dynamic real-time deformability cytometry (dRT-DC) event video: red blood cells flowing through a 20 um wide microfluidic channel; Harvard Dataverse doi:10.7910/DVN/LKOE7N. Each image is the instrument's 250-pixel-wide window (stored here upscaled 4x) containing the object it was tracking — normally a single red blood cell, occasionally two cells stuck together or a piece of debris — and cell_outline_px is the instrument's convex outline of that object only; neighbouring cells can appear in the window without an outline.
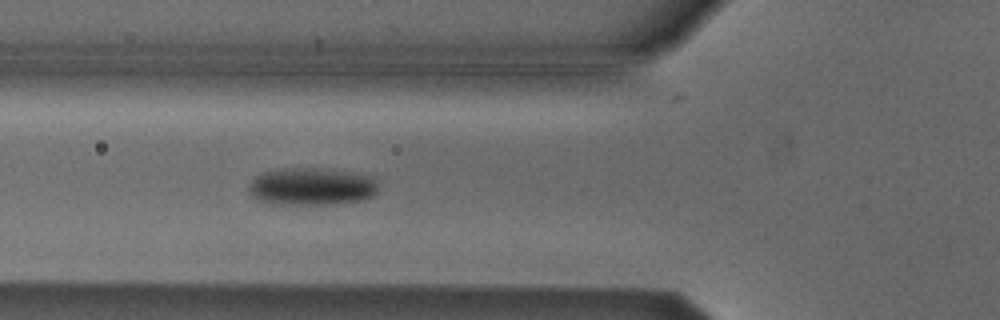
{"species": "Egyptian fruit bat (a non-hibernating species)", "species_latin": "Rousettus aegyptiacus", "temperature_condition": "cold", "stored_images_in_passage": 37, "camera_frame_rate_fps": 3000, "um_per_image_px": 0.085, "animal": {"sex": "male"}, "frame": {"image": 1, "passage_image": 3, "time_ms": 0.667, "image_size_px": [1000, 320], "cell_outline_px": [[376, 192], [372, 196], [364, 200], [328, 204], [268, 204], [252, 196], [248, 192], [248, 188], [252, 180], [256, 176], [264, 172], [292, 168], [312, 168], [348, 172], [368, 176], [376, 180]], "centroid_in_image_um": [26.45, 15.87], "position_along_channel_um": 99.4, "area_um2": 27.92}}
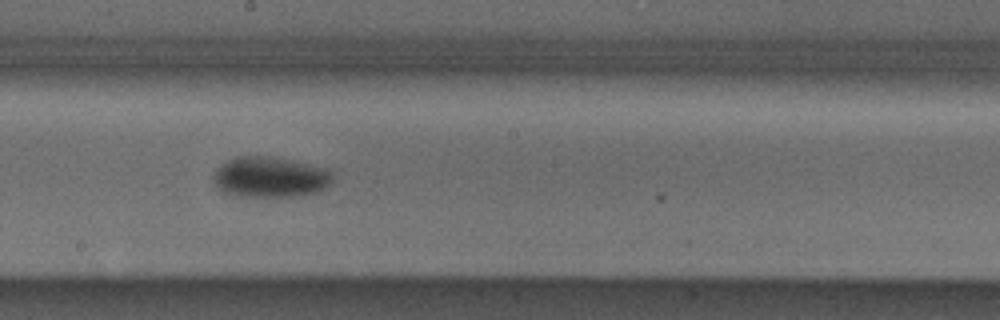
{"frame": {"image": 2, "passage_image": 13, "time_ms": 4.0, "image_size_px": [1000, 320], "cell_outline_px": [[336, 176], [332, 184], [316, 192], [296, 196], [232, 196], [220, 192], [216, 188], [212, 180], [212, 176], [228, 160], [236, 156], [276, 156], [328, 168]], "centroid_in_image_um": [22.99, 15.05], "position_along_channel_um": 225.2, "area_um2": 28.78}}
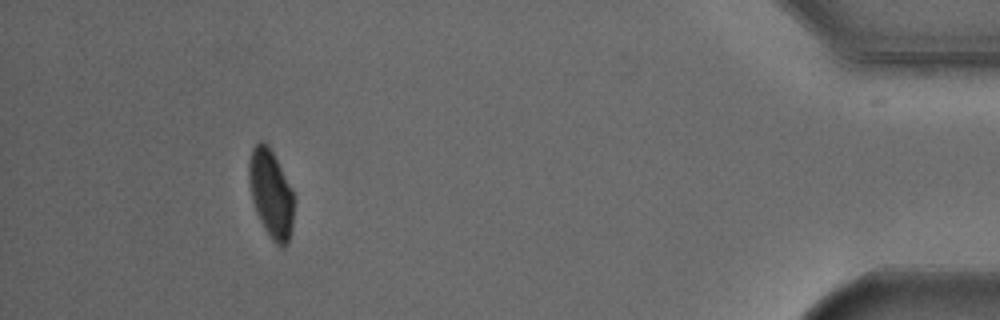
{"frame": {"image": 3, "passage_image": 33, "time_ms": 10.667, "image_size_px": [1000, 320], "cell_outline_px": [[296, 200], [292, 228], [288, 244], [284, 248], [276, 244], [272, 240], [264, 228], [256, 212], [252, 200], [248, 176], [248, 164], [252, 148], [260, 140], [264, 140], [268, 144], [292, 188]], "centroid_in_image_um": [23.06, 16.48], "position_along_channel_um": 412.1, "area_um2": 23.58}}